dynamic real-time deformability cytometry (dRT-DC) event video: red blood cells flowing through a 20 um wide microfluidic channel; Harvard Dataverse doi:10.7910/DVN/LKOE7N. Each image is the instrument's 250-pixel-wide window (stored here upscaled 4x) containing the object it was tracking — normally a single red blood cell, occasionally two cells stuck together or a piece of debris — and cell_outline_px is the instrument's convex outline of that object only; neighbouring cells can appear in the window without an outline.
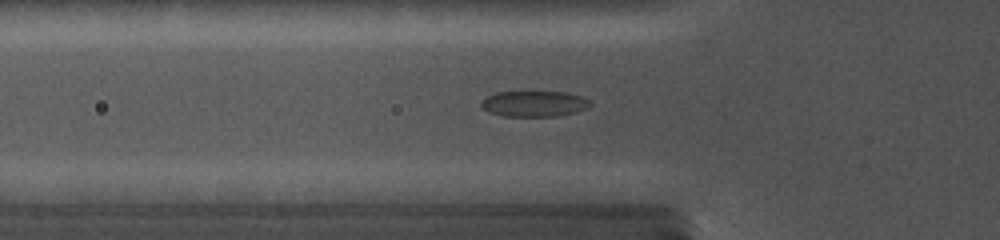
{"species": "common noctule bat (a hibernating species)", "species_latin": "Nyctalus noctula", "temperature_condition": "cold", "stored_images_in_passage": 34, "camera_frame_rate_fps": 5000, "um_per_image_px": 0.085, "animal": {"sex": "female", "body_mass_g": 19.0, "forearm_length_mm": 56.7}, "frame": {"image": 1, "passage_image": 8, "time_ms": 4.8, "image_size_px": [1000, 240], "cell_outline_px": [[592, 104], [588, 108], [576, 112], [556, 116], [504, 116], [488, 112], [480, 104], [488, 96], [496, 92], [564, 92], [580, 96], [588, 100]], "centroid_in_image_um": [45.42, 8.82], "position_along_channel_um": 80.4, "area_um2": 16.18}}
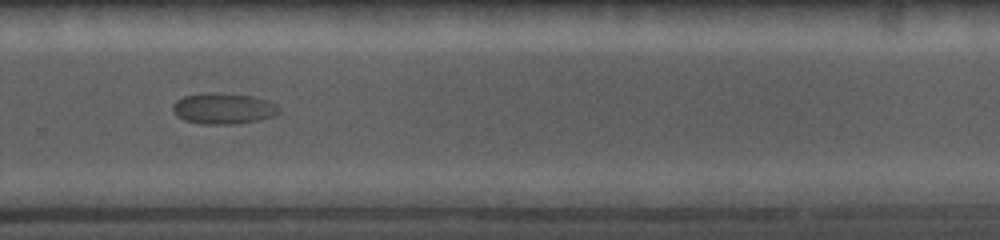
{"frame": {"image": 2, "passage_image": 23, "time_ms": 11.2, "image_size_px": [1000, 240], "cell_outline_px": [[280, 112], [276, 116], [260, 120], [236, 124], [200, 124], [184, 120], [176, 116], [172, 108], [172, 104], [176, 100], [184, 96], [252, 96], [276, 104], [280, 108]], "centroid_in_image_um": [19.02, 9.3], "position_along_channel_um": 310.8, "area_um2": 18.32}}
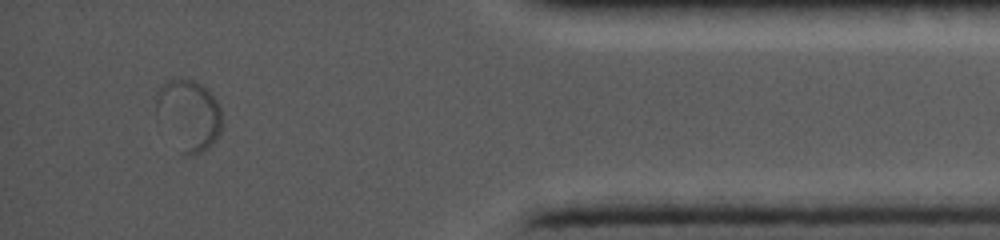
{"frame": {"image": 3, "passage_image": 32, "time_ms": 15.0, "image_size_px": [1000, 240], "cell_outline_px": [[220, 132], [216, 140], [208, 148], [192, 156], [184, 152], [160, 96], [160, 92], [164, 84], [172, 80], [192, 80], [200, 84], [216, 100], [220, 108]], "centroid_in_image_um": [16.31, 9.73], "position_along_channel_um": 418.9, "area_um2": 23.0}}